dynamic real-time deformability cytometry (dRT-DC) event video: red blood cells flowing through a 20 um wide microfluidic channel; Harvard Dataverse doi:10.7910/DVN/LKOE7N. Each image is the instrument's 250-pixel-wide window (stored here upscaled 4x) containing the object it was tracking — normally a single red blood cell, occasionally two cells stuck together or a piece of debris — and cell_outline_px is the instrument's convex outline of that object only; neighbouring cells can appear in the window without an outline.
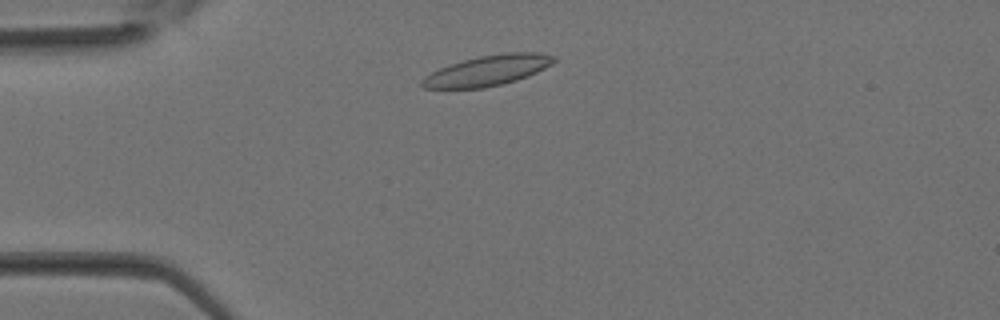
{"species": "Egyptian fruit bat (a non-hibernating species)", "species_latin": "Rousettus aegyptiacus", "temperature_condition": "room temperature", "stored_images_in_passage": 31, "camera_frame_rate_fps": 3000, "um_per_image_px": 0.085, "animal": {"sex": "female"}, "frame": {"image": 1, "passage_image": 4, "time_ms": 1.0, "image_size_px": [1000, 320], "cell_outline_px": [[556, 60], [552, 64], [536, 72], [516, 80], [484, 88], [424, 88], [420, 84], [420, 80], [424, 76], [448, 64], [480, 56], [504, 52], [540, 52], [556, 56]], "centroid_in_image_um": [41.45, 5.98], "position_along_channel_um": 43.6, "area_um2": 23.29}}
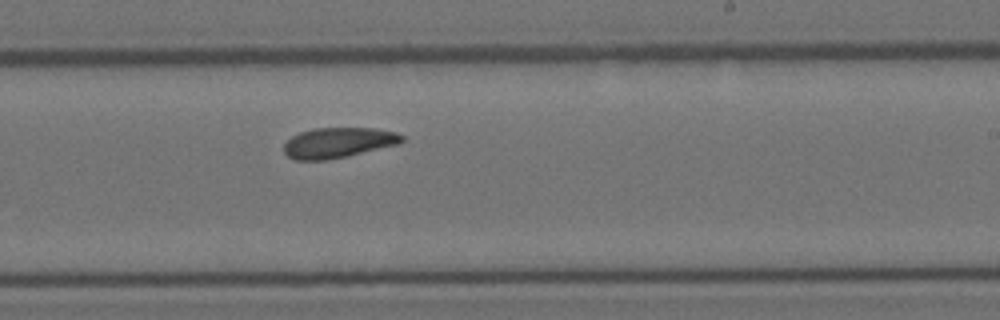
{"frame": {"image": 2, "passage_image": 17, "time_ms": 5.333, "image_size_px": [1000, 320], "cell_outline_px": [[404, 140], [400, 144], [348, 156], [324, 160], [296, 160], [288, 156], [284, 152], [284, 144], [292, 136], [300, 132], [312, 128], [372, 128], [396, 132], [404, 136]], "centroid_in_image_um": [28.77, 12.12], "position_along_channel_um": 260.2, "area_um2": 20.92}}
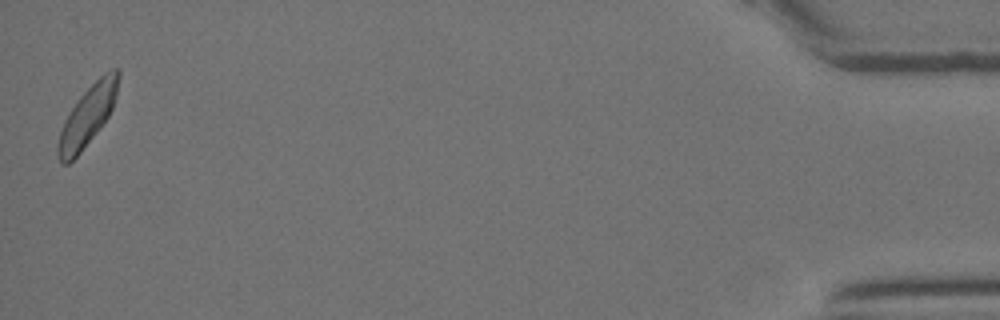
{"frame": {"image": 3, "passage_image": 31, "time_ms": 10.0, "image_size_px": [1000, 320], "cell_outline_px": [[120, 76], [116, 96], [112, 108], [108, 116], [96, 132], [80, 152], [68, 164], [60, 164], [56, 152], [56, 144], [64, 120], [76, 100], [104, 72], [112, 68], [120, 68]], "centroid_in_image_um": [7.43, 9.83], "position_along_channel_um": 427.8, "area_um2": 21.04}}